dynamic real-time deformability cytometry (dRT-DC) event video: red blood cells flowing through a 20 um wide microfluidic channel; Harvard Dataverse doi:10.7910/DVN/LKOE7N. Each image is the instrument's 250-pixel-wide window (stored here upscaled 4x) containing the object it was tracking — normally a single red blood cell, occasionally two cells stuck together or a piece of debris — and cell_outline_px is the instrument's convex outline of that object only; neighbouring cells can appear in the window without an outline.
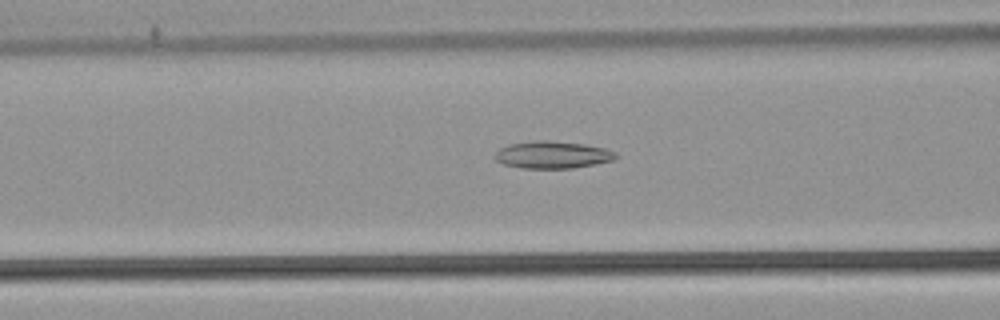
{"species": "common noctule bat (a hibernating species)", "species_latin": "Nyctalus noctula", "temperature_condition": "warm", "stored_images_in_passage": 37, "camera_frame_rate_fps": 3000, "um_per_image_px": 0.085, "animal": {"sex": "male", "body_mass_g": 21.5, "forearm_length_mm": 52.0}, "frame": {"image": 1, "passage_image": 6, "time_ms": 1.667, "image_size_px": [1000, 320], "cell_outline_px": [[620, 156], [612, 160], [572, 168], [524, 168], [504, 164], [496, 160], [496, 152], [500, 148], [508, 144], [536, 140], [548, 140], [584, 144], [604, 148], [616, 152]], "centroid_in_image_um": [46.97, 13.15], "position_along_channel_um": 119.6, "area_um2": 19.02}}
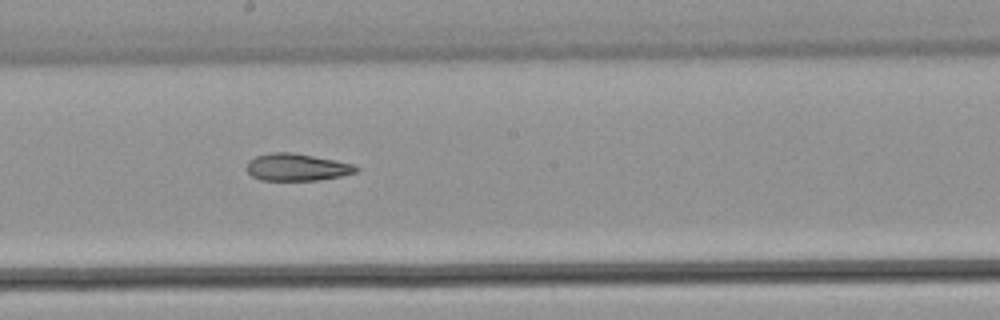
{"frame": {"image": 2, "passage_image": 14, "time_ms": 4.333, "image_size_px": [1000, 320], "cell_outline_px": [[360, 168], [356, 172], [340, 176], [316, 180], [260, 180], [252, 176], [248, 172], [248, 160], [256, 156], [272, 152], [292, 152], [336, 160], [352, 164]], "centroid_in_image_um": [25.23, 14.2], "position_along_channel_um": 223.0, "area_um2": 17.22}}
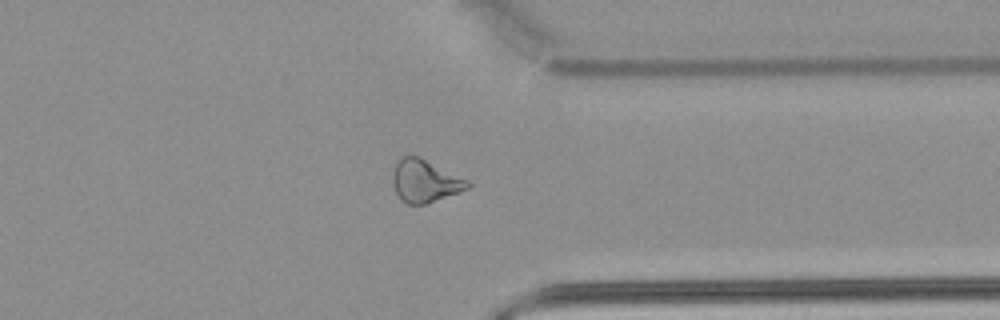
{"frame": {"image": 3, "passage_image": 26, "time_ms": 8.333, "image_size_px": [1000, 320], "cell_outline_px": [[472, 184], [468, 188], [424, 204], [408, 204], [400, 200], [396, 192], [392, 180], [392, 176], [396, 164], [404, 156], [420, 156], [468, 180]], "centroid_in_image_um": [36.11, 15.38], "position_along_channel_um": 375.3, "area_um2": 18.26}, "authors_computed_cell_mechanics": {"area_um2": 18.2648, "velocity_mm_per_s": 3.8812, "shape_relaxation_time_tau1_ms": null, "shape_relaxation_time_tau2_ms": 8.0506, "deformation_change_tau1": null, "deformation_change_tau2": 0.1944}}